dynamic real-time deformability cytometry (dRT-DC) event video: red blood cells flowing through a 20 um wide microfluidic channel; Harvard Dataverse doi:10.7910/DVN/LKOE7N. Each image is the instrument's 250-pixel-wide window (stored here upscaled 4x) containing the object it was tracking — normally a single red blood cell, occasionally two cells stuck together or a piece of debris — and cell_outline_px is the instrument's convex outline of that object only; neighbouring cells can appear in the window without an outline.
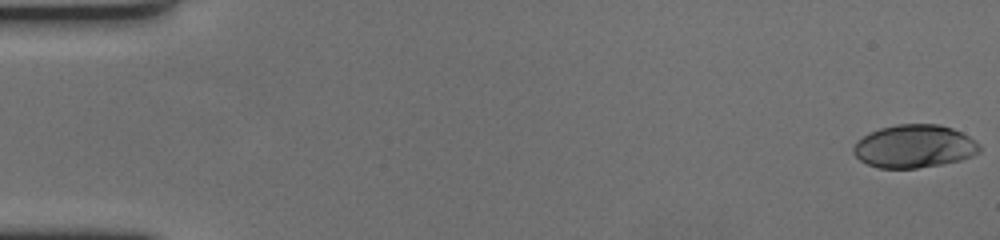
{"species": "human", "species_latin": "Homo sapiens", "temperature_condition": "cold", "stored_images_in_passage": 16, "camera_frame_rate_fps": 3000, "um_per_image_px": 0.085, "donor": {"sex": "female"}, "frame": {"image": 1, "passage_image": 1, "time_ms": 0.0, "image_size_px": [1000, 240], "cell_outline_px": [[980, 152], [972, 156], [960, 160], [940, 164], [916, 168], [880, 168], [868, 164], [860, 160], [852, 152], [852, 148], [856, 140], [868, 132], [880, 128], [896, 124], [940, 124], [952, 128], [968, 136], [980, 144]], "centroid_in_image_um": [77.68, 12.42], "position_along_channel_um": 7.3, "area_um2": 31.73}}